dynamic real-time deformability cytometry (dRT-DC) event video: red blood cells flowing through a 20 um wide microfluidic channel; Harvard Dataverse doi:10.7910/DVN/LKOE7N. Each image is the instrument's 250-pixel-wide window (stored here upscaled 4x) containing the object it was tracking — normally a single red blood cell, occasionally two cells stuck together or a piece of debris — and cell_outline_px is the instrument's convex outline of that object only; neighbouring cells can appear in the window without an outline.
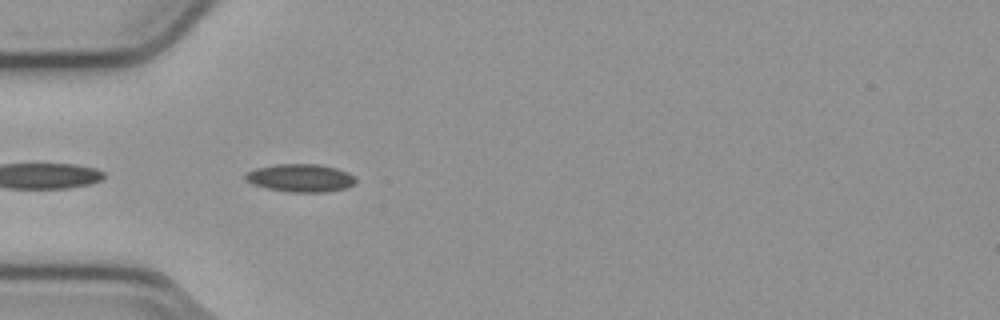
{"species": "common noctule bat (a hibernating species)", "species_latin": "Nyctalus noctula", "temperature_condition": "cold", "stored_images_in_passage": 11, "camera_frame_rate_fps": 3000, "um_per_image_px": 0.085, "animal": {"sex": "male", "body_mass_g": 23.1, "forearm_length_mm": 52.7}, "frame": {"image": 1, "passage_image": 2, "time_ms": 0.333, "image_size_px": [1000, 320], "cell_outline_px": [[356, 184], [344, 188], [328, 192], [288, 192], [268, 188], [252, 184], [244, 176], [248, 172], [256, 168], [276, 164], [320, 164], [336, 168], [348, 172], [356, 176]], "centroid_in_image_um": [25.6, 15.12], "position_along_channel_um": 59.4, "area_um2": 17.98}}